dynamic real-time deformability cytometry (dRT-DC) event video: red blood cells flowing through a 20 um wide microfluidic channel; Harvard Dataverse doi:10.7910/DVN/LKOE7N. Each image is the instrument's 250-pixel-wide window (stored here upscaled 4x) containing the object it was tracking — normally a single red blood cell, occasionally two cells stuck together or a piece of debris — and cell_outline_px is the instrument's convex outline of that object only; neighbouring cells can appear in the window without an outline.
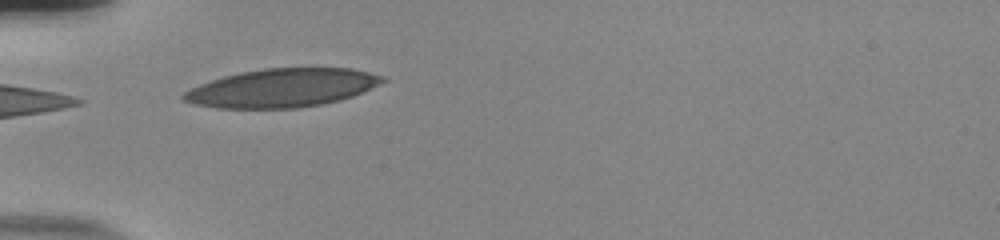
{"species": "human", "species_latin": "Homo sapiens", "temperature_condition": "room temperature", "stored_images_in_passage": 6, "camera_frame_rate_fps": 3000, "um_per_image_px": 0.085, "donor": {"sex": "male"}, "frame": {"image": 1, "passage_image": 2, "time_ms": 0.333, "image_size_px": [1000, 240], "cell_outline_px": [[388, 80], [352, 96], [340, 100], [324, 104], [296, 108], [216, 108], [196, 104], [184, 100], [180, 96], [184, 92], [200, 84], [224, 76], [240, 72], [264, 68], [352, 68], [384, 76]], "centroid_in_image_um": [23.99, 7.47], "position_along_channel_um": 61.0, "area_um2": 44.45}}
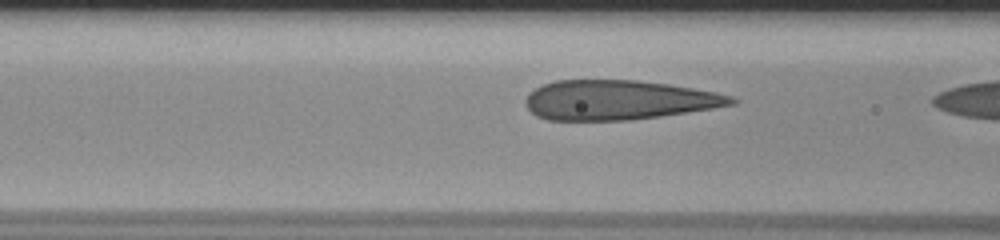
{"frame": {"image": 2, "passage_image": 4, "time_ms": 1.0, "image_size_px": [1000, 240], "cell_outline_px": [[740, 100], [736, 104], [712, 108], [660, 116], [628, 120], [548, 120], [536, 116], [524, 104], [524, 100], [528, 92], [544, 84], [556, 80], [636, 80], [668, 84], [716, 92], [732, 96]], "centroid_in_image_um": [52.55, 8.5], "position_along_channel_um": 114.0, "area_um2": 47.51}}